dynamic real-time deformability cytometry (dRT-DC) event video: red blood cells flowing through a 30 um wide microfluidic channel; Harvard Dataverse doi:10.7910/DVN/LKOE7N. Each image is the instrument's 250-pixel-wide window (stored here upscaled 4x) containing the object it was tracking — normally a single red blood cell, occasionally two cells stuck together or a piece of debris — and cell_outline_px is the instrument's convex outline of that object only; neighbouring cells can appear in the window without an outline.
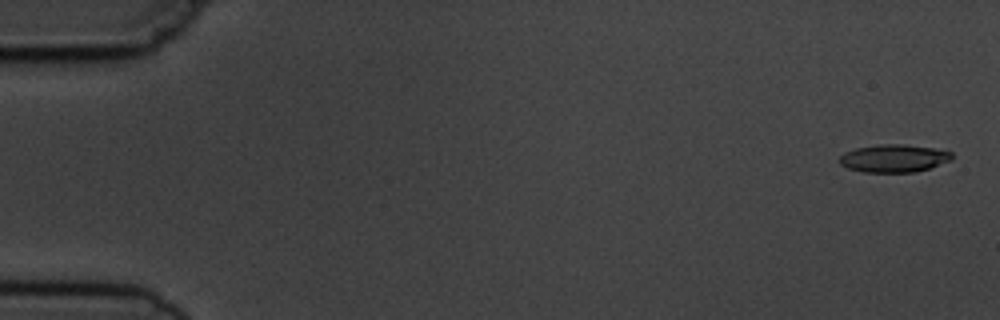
{"species": "common noctule bat (a hibernating species)", "species_latin": "Nyctalus noctula", "temperature_condition": "cold", "stored_images_in_passage": 5, "camera_frame_rate_fps": 3000, "um_per_image_px": 0.085, "animal": {"sex": "male", "body_mass_g": 19.5, "forearm_length_mm": 54.6}, "frame": {"image": 1, "passage_image": 1, "time_ms": 0.0, "image_size_px": [1000, 320], "cell_outline_px": [[952, 160], [916, 172], [864, 172], [848, 168], [840, 164], [840, 156], [844, 152], [856, 148], [876, 144], [904, 144], [936, 148], [952, 152]], "centroid_in_image_um": [75.98, 13.44], "position_along_channel_um": 9.0, "area_um2": 18.26}}
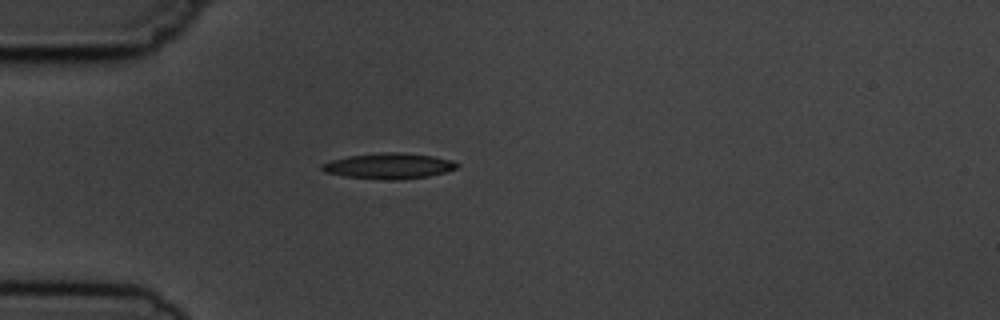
{"frame": {"image": 2, "passage_image": 5, "time_ms": 4.667, "image_size_px": [1000, 320], "cell_outline_px": [[460, 164], [456, 168], [444, 172], [428, 176], [396, 180], [384, 180], [344, 176], [324, 172], [320, 168], [320, 164], [332, 160], [348, 156], [380, 152], [396, 152], [432, 156], [452, 160]], "centroid_in_image_um": [33.02, 14.11], "position_along_channel_um": 52.0, "area_um2": 20.17}}